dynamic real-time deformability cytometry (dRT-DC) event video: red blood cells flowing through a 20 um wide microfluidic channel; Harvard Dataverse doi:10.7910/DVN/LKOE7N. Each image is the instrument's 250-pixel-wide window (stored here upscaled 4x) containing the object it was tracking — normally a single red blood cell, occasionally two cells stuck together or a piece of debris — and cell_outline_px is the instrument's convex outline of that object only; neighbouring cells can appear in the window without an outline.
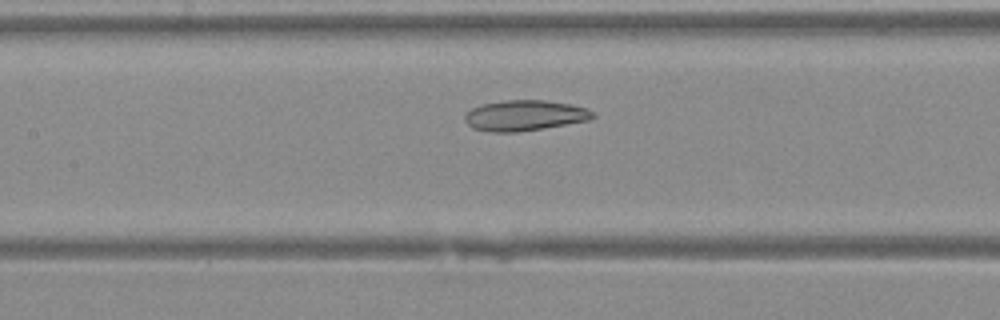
{"species": "Egyptian fruit bat (a non-hibernating species)", "species_latin": "Rousettus aegyptiacus", "temperature_condition": "warm", "stored_images_in_passage": 36, "camera_frame_rate_fps": 3000, "um_per_image_px": 0.085, "animal": {"sex": "female"}, "frame": {"image": 1, "passage_image": 14, "time_ms": 4.333, "image_size_px": [1000, 320], "cell_outline_px": [[596, 116], [592, 120], [516, 132], [488, 132], [472, 128], [464, 120], [464, 116], [472, 108], [484, 104], [504, 100], [544, 100], [572, 104], [584, 108], [592, 112]], "centroid_in_image_um": [44.59, 9.82], "position_along_channel_um": 162.8, "area_um2": 22.72}}
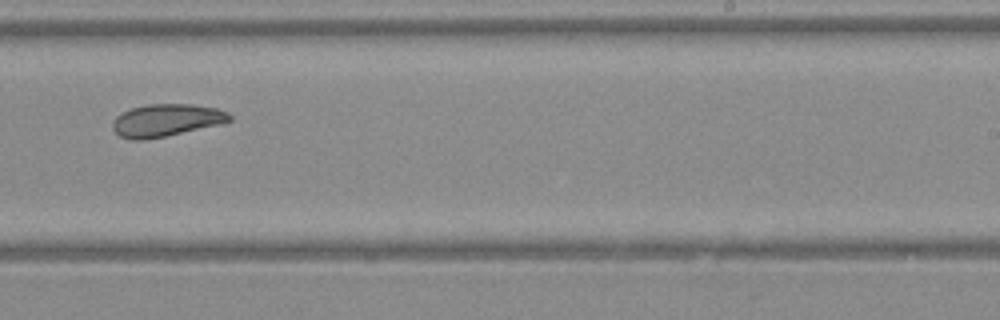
{"frame": {"image": 2, "passage_image": 21, "time_ms": 6.667, "image_size_px": [1000, 320], "cell_outline_px": [[232, 120], [220, 124], [164, 136], [144, 140], [132, 140], [120, 136], [112, 128], [112, 124], [116, 116], [132, 108], [148, 104], [192, 104], [216, 108], [228, 112], [232, 116]], "centroid_in_image_um": [14.14, 10.22], "position_along_channel_um": 274.9, "area_um2": 21.91}}
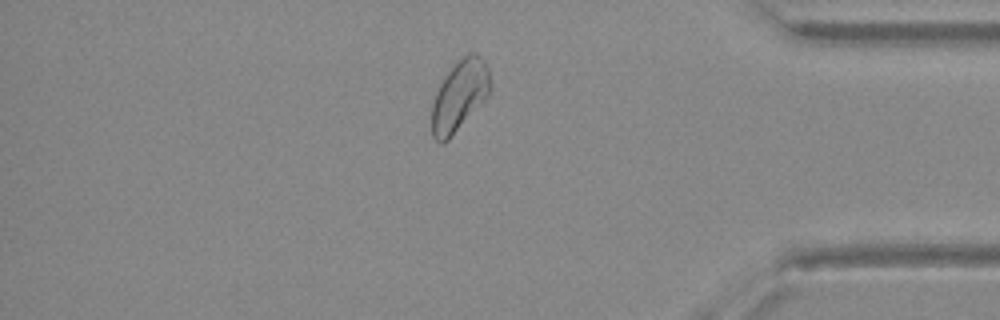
{"frame": {"image": 3, "passage_image": 30, "time_ms": 9.667, "image_size_px": [1000, 320], "cell_outline_px": [[492, 88], [488, 96], [448, 140], [444, 144], [440, 144], [432, 136], [432, 104], [436, 92], [444, 76], [468, 52], [476, 52], [484, 60], [488, 68]], "centroid_in_image_um": [39.07, 8.14], "position_along_channel_um": 396.1, "area_um2": 23.99}}